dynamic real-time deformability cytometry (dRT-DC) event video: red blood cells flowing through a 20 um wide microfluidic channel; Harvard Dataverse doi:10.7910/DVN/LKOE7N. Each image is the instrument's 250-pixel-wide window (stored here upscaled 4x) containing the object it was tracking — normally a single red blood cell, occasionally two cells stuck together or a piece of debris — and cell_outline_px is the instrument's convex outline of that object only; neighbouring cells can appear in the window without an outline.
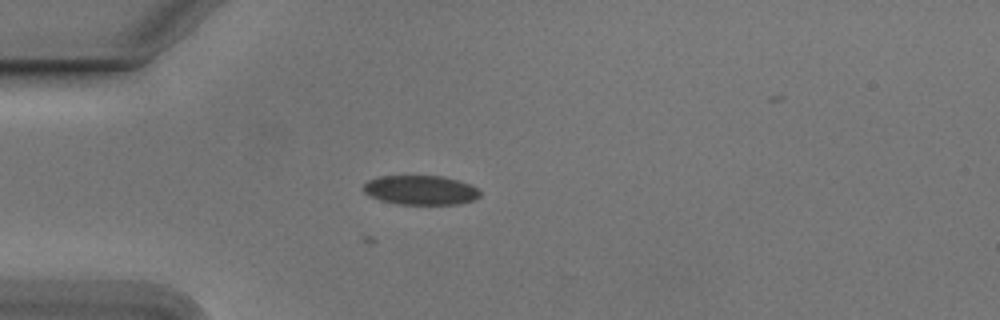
{"species": "Egyptian fruit bat (a non-hibernating species)", "species_latin": "Rousettus aegyptiacus", "temperature_condition": "cold", "stored_images_in_passage": 42, "camera_frame_rate_fps": 3000, "um_per_image_px": 0.085, "animal": {"sex": "male"}, "frame": {"image": 1, "passage_image": 3, "time_ms": 0.667, "image_size_px": [1000, 320], "cell_outline_px": [[480, 196], [476, 200], [460, 204], [396, 204], [380, 200], [368, 196], [360, 188], [368, 180], [376, 176], [444, 176], [460, 180], [476, 188], [480, 192]], "centroid_in_image_um": [35.72, 16.16], "position_along_channel_um": 49.3, "area_um2": 20.29}}
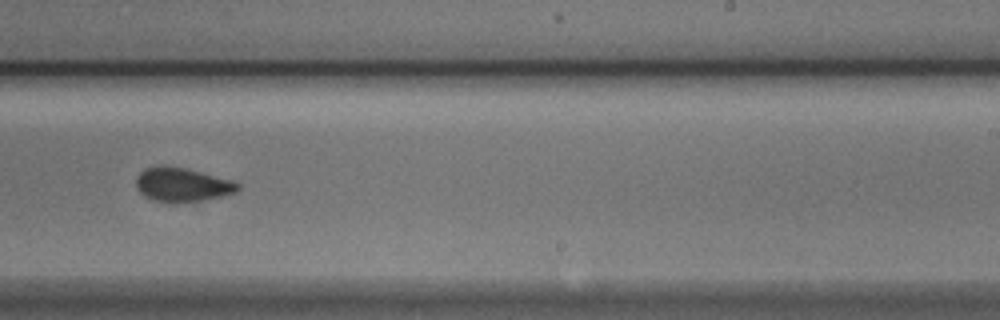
{"frame": {"image": 2, "passage_image": 22, "time_ms": 7.0, "image_size_px": [1000, 320], "cell_outline_px": [[240, 188], [236, 192], [220, 196], [200, 200], [176, 204], [172, 204], [152, 200], [144, 196], [136, 188], [136, 176], [144, 168], [184, 168], [232, 180], [240, 184]], "centroid_in_image_um": [15.47, 15.75], "position_along_channel_um": 273.5, "area_um2": 19.83}}
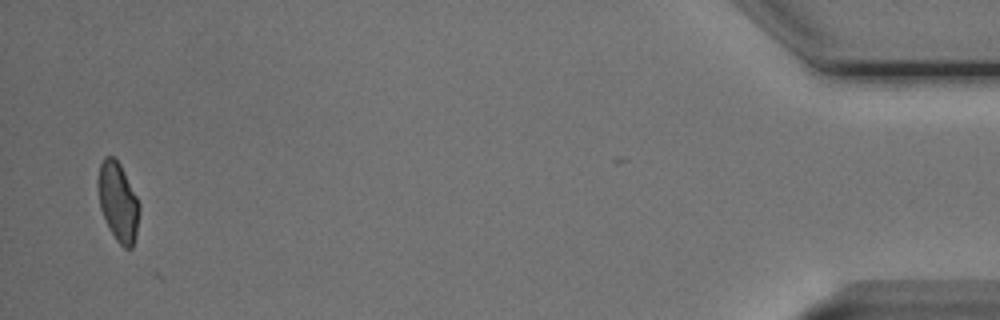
{"frame": {"image": 3, "passage_image": 41, "time_ms": 13.333, "image_size_px": [1000, 320], "cell_outline_px": [[140, 208], [136, 236], [132, 248], [124, 248], [116, 240], [100, 208], [96, 184], [100, 164], [104, 156], [112, 156], [120, 164], [140, 204]], "centroid_in_image_um": [10.03, 17.14], "position_along_channel_um": 425.2, "area_um2": 18.9}}